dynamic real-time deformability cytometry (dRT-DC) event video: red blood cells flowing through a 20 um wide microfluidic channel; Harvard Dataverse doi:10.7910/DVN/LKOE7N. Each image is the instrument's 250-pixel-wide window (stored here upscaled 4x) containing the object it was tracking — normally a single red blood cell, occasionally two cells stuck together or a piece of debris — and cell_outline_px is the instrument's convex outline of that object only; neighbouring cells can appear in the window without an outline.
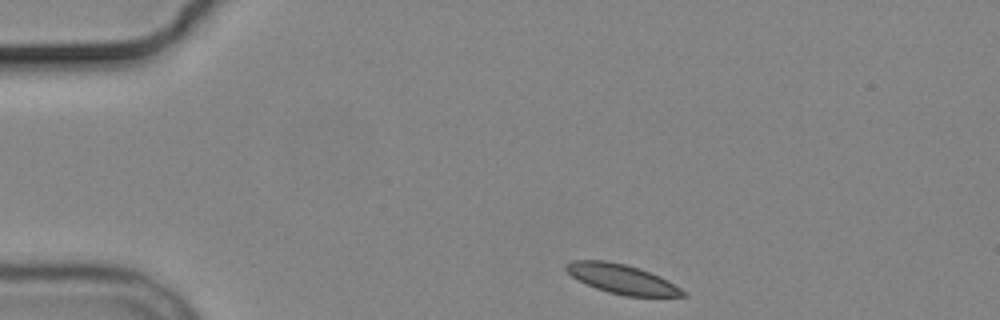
{"species": "common noctule bat (a hibernating species)", "species_latin": "Nyctalus noctula", "temperature_condition": "cold", "stored_images_in_passage": 4, "camera_frame_rate_fps": 3000, "um_per_image_px": 0.085, "animal": {"sex": "male", "body_mass_g": 19.2, "forearm_length_mm": 51.8}, "frame": {"image": 1, "passage_image": 1, "time_ms": 0.0, "image_size_px": [1000, 320], "cell_outline_px": [[688, 296], [624, 296], [608, 292], [596, 288], [572, 276], [564, 268], [564, 264], [572, 260], [604, 260], [624, 264], [640, 268], [660, 276], [668, 280], [688, 292]], "centroid_in_image_um": [52.9, 23.71], "position_along_channel_um": 32.1, "area_um2": 20.06}}
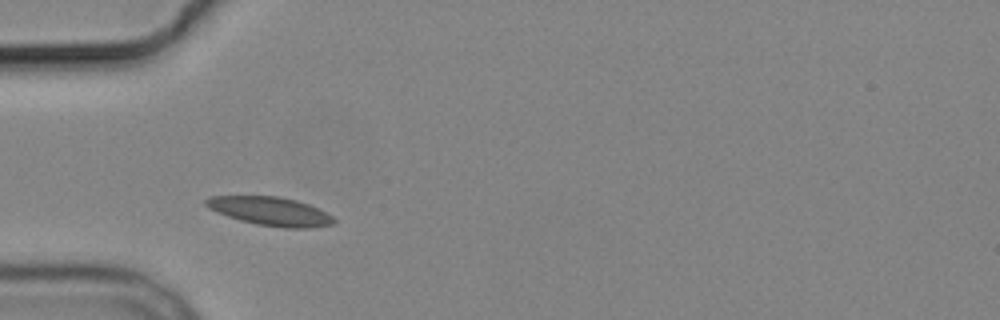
{"frame": {"image": 2, "passage_image": 3, "time_ms": 2.333, "image_size_px": [1000, 320], "cell_outline_px": [[336, 220], [332, 224], [308, 228], [284, 228], [256, 224], [240, 220], [228, 216], [208, 208], [204, 204], [204, 200], [208, 196], [280, 196], [296, 200], [308, 204], [332, 216]], "centroid_in_image_um": [22.94, 17.95], "position_along_channel_um": 62.1, "area_um2": 21.21}}
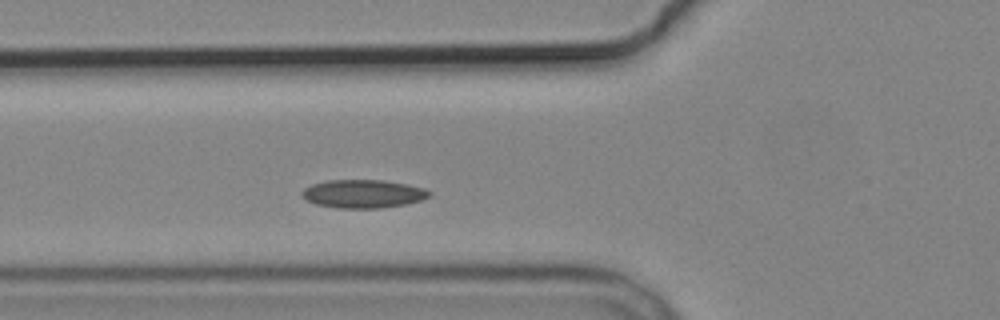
{"frame": {"image": 3, "passage_image": 4, "time_ms": 3.333, "image_size_px": [1000, 320], "cell_outline_px": [[432, 192], [428, 196], [420, 200], [404, 204], [380, 208], [336, 208], [316, 204], [304, 200], [300, 196], [300, 192], [304, 188], [312, 184], [328, 180], [384, 180], [424, 188]], "centroid_in_image_um": [30.79, 16.47], "position_along_channel_um": 95.0, "area_um2": 20.98}}